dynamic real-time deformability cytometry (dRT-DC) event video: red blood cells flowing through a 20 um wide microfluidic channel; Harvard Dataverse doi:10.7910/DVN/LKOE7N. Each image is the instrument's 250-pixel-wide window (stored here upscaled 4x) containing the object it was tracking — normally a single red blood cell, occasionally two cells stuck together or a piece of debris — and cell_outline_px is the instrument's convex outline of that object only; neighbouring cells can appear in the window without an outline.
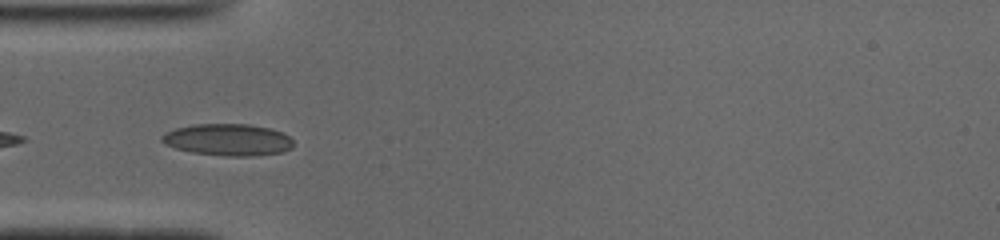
{"species": "common noctule bat (a hibernating species)", "species_latin": "Nyctalus noctula", "temperature_condition": "cold", "stored_images_in_passage": 50, "camera_frame_rate_fps": 3000, "um_per_image_px": 0.085, "animal": {"sex": "male", "body_mass_g": 19.0, "forearm_length_mm": 50.8}, "frame": {"image": 1, "passage_image": 15, "time_ms": 4.667, "image_size_px": [1000, 240], "cell_outline_px": [[292, 148], [284, 152], [252, 156], [224, 156], [192, 152], [176, 148], [164, 144], [160, 140], [160, 136], [164, 132], [176, 128], [192, 124], [248, 124], [268, 128], [280, 132], [288, 136], [292, 140]], "centroid_in_image_um": [19.33, 11.88], "position_along_channel_um": 65.7, "area_um2": 24.45}, "authors_computed_cell_mechanics": {"area_um2": 16.7909, "velocity_mm_per_s": 3.928, "shape_relaxation_time_tau1_ms": 2.9325, "shape_relaxation_time_tau2_ms": 2.2232, "deformation_change_tau1": 0.1205, "deformation_change_tau2": 0.0833}}